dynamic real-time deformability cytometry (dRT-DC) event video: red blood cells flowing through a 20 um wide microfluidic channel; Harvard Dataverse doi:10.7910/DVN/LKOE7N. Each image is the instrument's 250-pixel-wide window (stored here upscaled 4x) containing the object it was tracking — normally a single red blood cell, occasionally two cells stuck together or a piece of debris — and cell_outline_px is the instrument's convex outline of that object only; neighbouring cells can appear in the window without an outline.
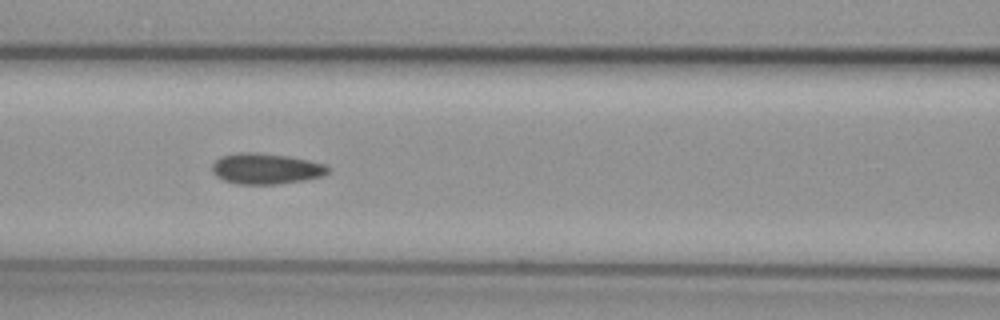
{"species": "common noctule bat (a hibernating species)", "species_latin": "Nyctalus noctula", "temperature_condition": "cold", "stored_images_in_passage": 14, "camera_frame_rate_fps": 3000, "um_per_image_px": 0.085, "animal": {"sex": "female", "body_mass_g": 29.2, "forearm_length_mm": 56.3}, "frame": {"image": 1, "passage_image": 5, "time_ms": 4.667, "image_size_px": [1000, 320], "cell_outline_px": [[332, 168], [324, 176], [304, 180], [276, 184], [236, 184], [224, 180], [216, 176], [212, 172], [212, 164], [216, 160], [224, 156], [240, 152], [256, 152], [288, 156], [308, 160], [324, 164]], "centroid_in_image_um": [22.63, 14.34], "position_along_channel_um": 144.0, "area_um2": 20.81}, "authors_computed_cell_mechanics": {"area_um2": 20.7791, "velocity_mm_per_s": 3.743, "shape_relaxation_time_tau1_ms": 2.4778, "shape_relaxation_time_tau2_ms": 1.6034, "deformation_change_tau1": 0.0437, "deformation_change_tau2": 0.0542}}